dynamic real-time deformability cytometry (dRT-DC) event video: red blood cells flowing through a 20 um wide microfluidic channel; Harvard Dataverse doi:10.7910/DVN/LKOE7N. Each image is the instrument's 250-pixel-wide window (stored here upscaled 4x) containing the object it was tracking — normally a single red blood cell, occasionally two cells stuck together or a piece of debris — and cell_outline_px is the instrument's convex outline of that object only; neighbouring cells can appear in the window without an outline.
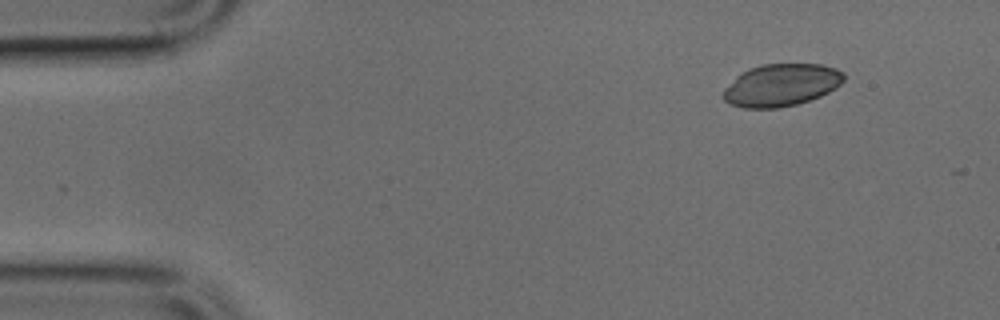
{"species": "common noctule bat (a hibernating species)", "species_latin": "Nyctalus noctula", "temperature_condition": "cold", "stored_images_in_passage": 5, "segment_of_instrument_passage": [2, 2], "camera_frame_rate_fps": 3000, "um_per_image_px": 0.085, "animal": {"sex": "male", "body_mass_g": 17.9, "forearm_length_mm": 54.2}, "frame": {"image": 1, "passage_image": 5, "time_ms": 1.333, "image_size_px": [1000, 320], "cell_outline_px": [[844, 80], [836, 88], [820, 96], [796, 104], [780, 108], [744, 108], [732, 104], [724, 100], [720, 96], [724, 88], [740, 72], [748, 68], [764, 64], [820, 64], [836, 68], [844, 72]], "centroid_in_image_um": [66.38, 7.23], "position_along_channel_um": 18.6, "area_um2": 29.94}}